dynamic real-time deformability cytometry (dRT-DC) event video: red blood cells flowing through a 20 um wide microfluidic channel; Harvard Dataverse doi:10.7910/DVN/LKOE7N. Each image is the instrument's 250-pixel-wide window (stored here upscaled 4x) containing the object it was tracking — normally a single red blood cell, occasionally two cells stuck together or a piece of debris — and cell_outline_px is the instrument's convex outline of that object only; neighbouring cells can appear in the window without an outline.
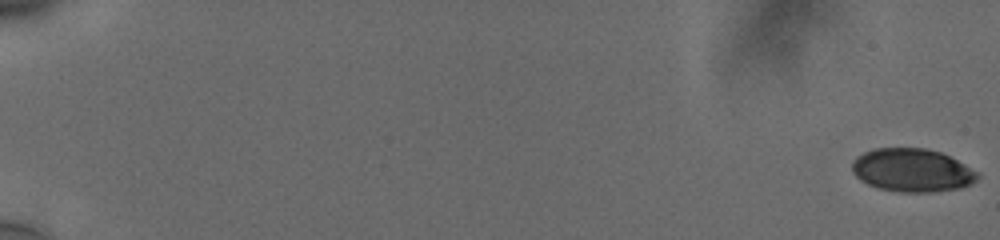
{"species": "human", "species_latin": "Homo sapiens", "temperature_condition": "cold", "stored_images_in_passage": 58, "camera_frame_rate_fps": 3000, "um_per_image_px": 0.085, "donor": {"sex": "male"}, "frame": {"image": 1, "passage_image": 1, "time_ms": 0.0, "image_size_px": [1000, 240], "cell_outline_px": [[980, 176], [972, 184], [960, 188], [932, 192], [900, 192], [880, 188], [868, 184], [860, 180], [852, 172], [852, 160], [856, 156], [864, 152], [876, 148], [924, 148], [940, 152], [980, 172]], "centroid_in_image_um": [77.53, 14.47], "position_along_channel_um": 7.5, "area_um2": 31.67}}
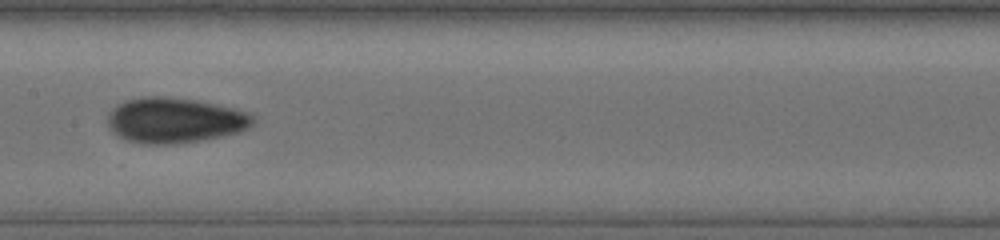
{"frame": {"image": 2, "passage_image": 33, "time_ms": 10.667, "image_size_px": [1000, 240], "cell_outline_px": [[252, 124], [248, 128], [236, 132], [220, 136], [200, 140], [172, 144], [140, 144], [124, 140], [112, 132], [108, 128], [108, 112], [116, 104], [128, 100], [144, 96], [168, 96], [196, 100], [216, 104], [248, 112], [252, 116]], "centroid_in_image_um": [14.77, 10.22], "position_along_channel_um": 192.6, "area_um2": 38.44}}
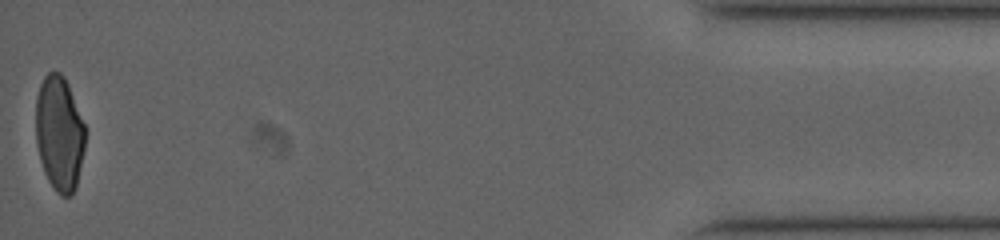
{"frame": {"image": 3, "passage_image": 58, "time_ms": 19.0, "image_size_px": [1000, 240], "cell_outline_px": [[84, 148], [76, 188], [72, 196], [60, 196], [56, 192], [48, 180], [44, 172], [40, 160], [36, 144], [36, 96], [40, 84], [44, 76], [48, 72], [60, 72], [64, 76], [68, 84], [84, 124]], "centroid_in_image_um": [5.03, 11.35], "position_along_channel_um": 430.2, "area_um2": 33.12}, "authors_computed_cell_mechanics": {"area_um2": 34.969, "velocity_mm_per_s": 3.775, "shape_relaxation_time_tau1_ms": null, "shape_relaxation_time_tau2_ms": 1.3869, "deformation_change_tau1": null, "deformation_change_tau2": 0.0534}}